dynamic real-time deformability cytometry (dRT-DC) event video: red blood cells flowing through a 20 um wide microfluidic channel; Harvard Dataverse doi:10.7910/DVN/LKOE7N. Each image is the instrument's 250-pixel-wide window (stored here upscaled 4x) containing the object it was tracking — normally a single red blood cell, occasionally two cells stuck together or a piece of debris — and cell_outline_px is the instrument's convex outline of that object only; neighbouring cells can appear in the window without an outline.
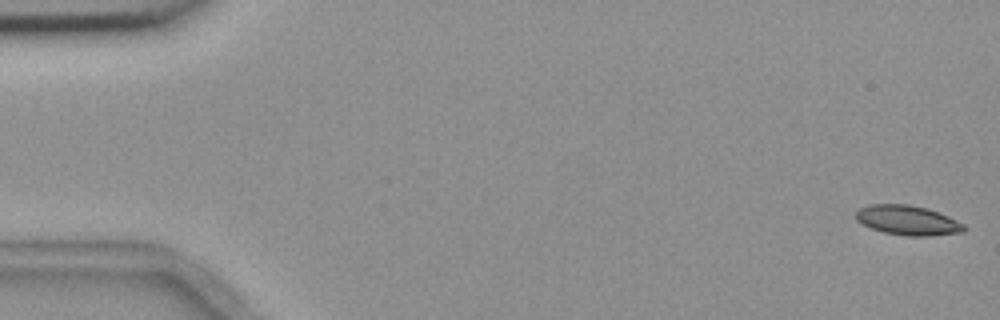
{"species": "common noctule bat (a hibernating species)", "species_latin": "Nyctalus noctula", "temperature_condition": "room temperature", "stored_images_in_passage": 56, "camera_frame_rate_fps": 3000, "um_per_image_px": 0.085, "animal": {"sex": "female", "body_mass_g": 18.4}, "frame": {"image": 1, "passage_image": 1, "time_ms": 0.0, "image_size_px": [1000, 320], "cell_outline_px": [[968, 228], [964, 232], [928, 236], [908, 236], [884, 232], [872, 228], [856, 220], [856, 212], [860, 208], [868, 204], [908, 204], [924, 208], [948, 216], [964, 224]], "centroid_in_image_um": [77.17, 18.73], "position_along_channel_um": 7.8, "area_um2": 18.55}}
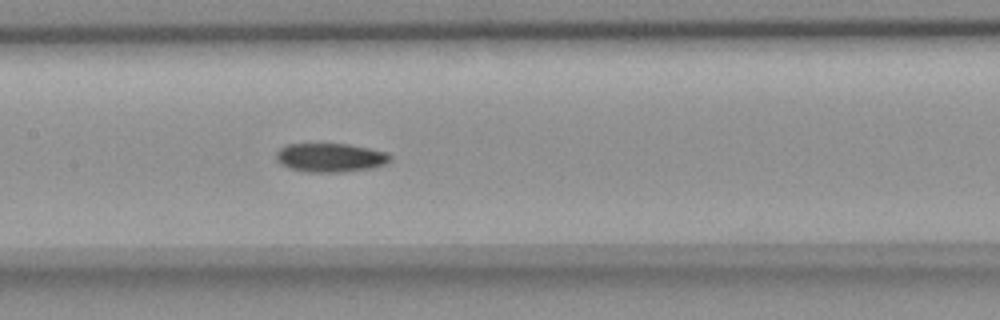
{"frame": {"image": 2, "passage_image": 27, "time_ms": 8.667, "image_size_px": [1000, 320], "cell_outline_px": [[392, 160], [388, 164], [372, 168], [344, 172], [304, 172], [288, 168], [280, 164], [276, 160], [276, 152], [280, 148], [288, 144], [348, 144], [388, 152], [392, 156]], "centroid_in_image_um": [28.11, 13.41], "position_along_channel_um": 179.3, "area_um2": 19.48}}
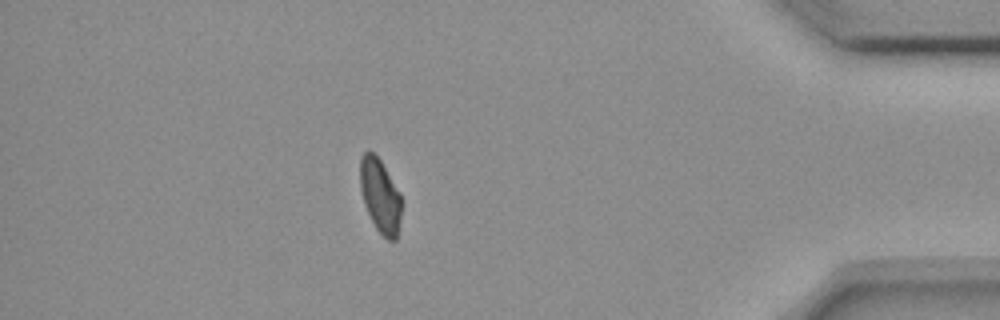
{"frame": {"image": 3, "passage_image": 49, "time_ms": 16.0, "image_size_px": [1000, 320], "cell_outline_px": [[404, 204], [396, 240], [388, 240], [376, 228], [364, 204], [360, 188], [360, 156], [368, 148], [380, 160], [400, 192], [404, 200]], "centroid_in_image_um": [32.34, 16.63], "position_along_channel_um": 402.9, "area_um2": 18.15}, "authors_computed_cell_mechanics": {"area_um2": 19.074, "velocity_mm_per_s": 3.6459, "shape_relaxation_time_tau1_ms": 7.55, "shape_relaxation_time_tau2_ms": 9.1242, "deformation_change_tau1": 0.1556, "deformation_change_tau2": 0.1265}}